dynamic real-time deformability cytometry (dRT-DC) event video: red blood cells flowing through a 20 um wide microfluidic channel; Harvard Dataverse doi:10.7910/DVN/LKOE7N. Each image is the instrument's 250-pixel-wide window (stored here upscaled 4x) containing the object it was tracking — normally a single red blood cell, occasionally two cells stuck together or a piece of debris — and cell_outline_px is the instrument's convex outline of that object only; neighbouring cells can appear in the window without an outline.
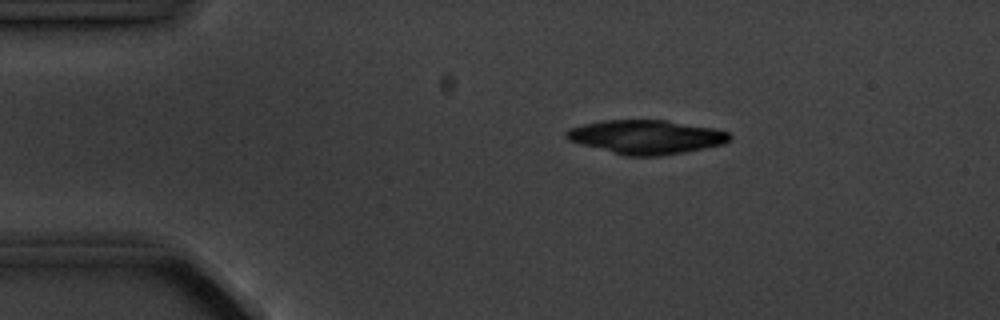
{"species": "common noctule bat (a hibernating species)", "species_latin": "Nyctalus noctula", "temperature_condition": "cold", "stored_images_in_passage": 5, "camera_frame_rate_fps": 3000, "um_per_image_px": 0.085, "animal": {"sex": "male", "body_mass_g": 20.1, "forearm_length_mm": 53.5}, "frame": {"image": 1, "passage_image": 3, "time_ms": 2.333, "image_size_px": [1000, 320], "cell_outline_px": [[732, 136], [724, 144], [684, 152], [660, 156], [624, 156], [580, 144], [568, 140], [564, 136], [564, 132], [568, 128], [600, 120], [664, 120], [712, 128], [728, 132]], "centroid_in_image_um": [54.86, 11.64], "position_along_channel_um": 30.1, "area_um2": 32.31}}